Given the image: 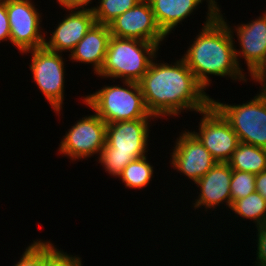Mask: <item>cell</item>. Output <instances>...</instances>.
<instances>
[{
    "mask_svg": "<svg viewBox=\"0 0 266 266\" xmlns=\"http://www.w3.org/2000/svg\"><path fill=\"white\" fill-rule=\"evenodd\" d=\"M155 21L161 31L168 36L174 28L198 9L204 0H148ZM207 8H219L216 0H205Z\"/></svg>",
    "mask_w": 266,
    "mask_h": 266,
    "instance_id": "cell-17",
    "label": "cell"
},
{
    "mask_svg": "<svg viewBox=\"0 0 266 266\" xmlns=\"http://www.w3.org/2000/svg\"><path fill=\"white\" fill-rule=\"evenodd\" d=\"M156 58L139 81L145 106L156 120L184 110L198 113L211 105L212 98L182 58L173 64L155 63Z\"/></svg>",
    "mask_w": 266,
    "mask_h": 266,
    "instance_id": "cell-1",
    "label": "cell"
},
{
    "mask_svg": "<svg viewBox=\"0 0 266 266\" xmlns=\"http://www.w3.org/2000/svg\"><path fill=\"white\" fill-rule=\"evenodd\" d=\"M211 104L229 122L240 142L266 148V100L258 93L242 104H224L214 99Z\"/></svg>",
    "mask_w": 266,
    "mask_h": 266,
    "instance_id": "cell-6",
    "label": "cell"
},
{
    "mask_svg": "<svg viewBox=\"0 0 266 266\" xmlns=\"http://www.w3.org/2000/svg\"><path fill=\"white\" fill-rule=\"evenodd\" d=\"M175 141L171 153V167L195 184L217 161L192 131L184 130Z\"/></svg>",
    "mask_w": 266,
    "mask_h": 266,
    "instance_id": "cell-12",
    "label": "cell"
},
{
    "mask_svg": "<svg viewBox=\"0 0 266 266\" xmlns=\"http://www.w3.org/2000/svg\"><path fill=\"white\" fill-rule=\"evenodd\" d=\"M111 33L108 25L95 23L85 36L78 42L70 52V60L91 64L94 74H98L103 66L108 49Z\"/></svg>",
    "mask_w": 266,
    "mask_h": 266,
    "instance_id": "cell-16",
    "label": "cell"
},
{
    "mask_svg": "<svg viewBox=\"0 0 266 266\" xmlns=\"http://www.w3.org/2000/svg\"><path fill=\"white\" fill-rule=\"evenodd\" d=\"M147 155L130 162L119 174L125 187L132 189H143L152 181L154 173L151 163L147 160Z\"/></svg>",
    "mask_w": 266,
    "mask_h": 266,
    "instance_id": "cell-19",
    "label": "cell"
},
{
    "mask_svg": "<svg viewBox=\"0 0 266 266\" xmlns=\"http://www.w3.org/2000/svg\"><path fill=\"white\" fill-rule=\"evenodd\" d=\"M255 187L256 191L266 200V170L256 174Z\"/></svg>",
    "mask_w": 266,
    "mask_h": 266,
    "instance_id": "cell-29",
    "label": "cell"
},
{
    "mask_svg": "<svg viewBox=\"0 0 266 266\" xmlns=\"http://www.w3.org/2000/svg\"><path fill=\"white\" fill-rule=\"evenodd\" d=\"M91 2L92 0H57V3H59L61 7H65L64 9H87L89 8L87 7L88 4H90Z\"/></svg>",
    "mask_w": 266,
    "mask_h": 266,
    "instance_id": "cell-28",
    "label": "cell"
},
{
    "mask_svg": "<svg viewBox=\"0 0 266 266\" xmlns=\"http://www.w3.org/2000/svg\"><path fill=\"white\" fill-rule=\"evenodd\" d=\"M234 31L240 47L236 50L235 45L237 64L240 67L238 60L243 57L247 64L248 74L251 76L266 64V10L255 20L236 25Z\"/></svg>",
    "mask_w": 266,
    "mask_h": 266,
    "instance_id": "cell-13",
    "label": "cell"
},
{
    "mask_svg": "<svg viewBox=\"0 0 266 266\" xmlns=\"http://www.w3.org/2000/svg\"><path fill=\"white\" fill-rule=\"evenodd\" d=\"M33 3L32 0H6L10 42L20 53L44 47L42 17Z\"/></svg>",
    "mask_w": 266,
    "mask_h": 266,
    "instance_id": "cell-9",
    "label": "cell"
},
{
    "mask_svg": "<svg viewBox=\"0 0 266 266\" xmlns=\"http://www.w3.org/2000/svg\"><path fill=\"white\" fill-rule=\"evenodd\" d=\"M57 250L50 241L33 240L26 247L20 260L13 266H45L46 260Z\"/></svg>",
    "mask_w": 266,
    "mask_h": 266,
    "instance_id": "cell-22",
    "label": "cell"
},
{
    "mask_svg": "<svg viewBox=\"0 0 266 266\" xmlns=\"http://www.w3.org/2000/svg\"><path fill=\"white\" fill-rule=\"evenodd\" d=\"M159 48L156 43L111 36L103 66L97 76L139 82Z\"/></svg>",
    "mask_w": 266,
    "mask_h": 266,
    "instance_id": "cell-4",
    "label": "cell"
},
{
    "mask_svg": "<svg viewBox=\"0 0 266 266\" xmlns=\"http://www.w3.org/2000/svg\"><path fill=\"white\" fill-rule=\"evenodd\" d=\"M219 8H208L202 30L194 38L182 59L193 72L197 81L207 89L210 75L230 77L247 82V74L239 67L235 58L233 28L225 21ZM208 86V87H207Z\"/></svg>",
    "mask_w": 266,
    "mask_h": 266,
    "instance_id": "cell-2",
    "label": "cell"
},
{
    "mask_svg": "<svg viewBox=\"0 0 266 266\" xmlns=\"http://www.w3.org/2000/svg\"><path fill=\"white\" fill-rule=\"evenodd\" d=\"M199 113V132L192 133L217 162L227 163L240 143L237 134L212 104Z\"/></svg>",
    "mask_w": 266,
    "mask_h": 266,
    "instance_id": "cell-10",
    "label": "cell"
},
{
    "mask_svg": "<svg viewBox=\"0 0 266 266\" xmlns=\"http://www.w3.org/2000/svg\"><path fill=\"white\" fill-rule=\"evenodd\" d=\"M10 42V27L6 11V0H0V42Z\"/></svg>",
    "mask_w": 266,
    "mask_h": 266,
    "instance_id": "cell-26",
    "label": "cell"
},
{
    "mask_svg": "<svg viewBox=\"0 0 266 266\" xmlns=\"http://www.w3.org/2000/svg\"><path fill=\"white\" fill-rule=\"evenodd\" d=\"M232 169L228 163L217 162L203 177L195 184L199 187V195L195 199L194 209L204 206L207 209H216L220 204L226 203L229 209L232 206L230 183Z\"/></svg>",
    "mask_w": 266,
    "mask_h": 266,
    "instance_id": "cell-15",
    "label": "cell"
},
{
    "mask_svg": "<svg viewBox=\"0 0 266 266\" xmlns=\"http://www.w3.org/2000/svg\"><path fill=\"white\" fill-rule=\"evenodd\" d=\"M250 77L261 85V91L258 94L266 100V65L257 69Z\"/></svg>",
    "mask_w": 266,
    "mask_h": 266,
    "instance_id": "cell-27",
    "label": "cell"
},
{
    "mask_svg": "<svg viewBox=\"0 0 266 266\" xmlns=\"http://www.w3.org/2000/svg\"><path fill=\"white\" fill-rule=\"evenodd\" d=\"M66 10L69 11V14L64 16L66 18L58 23L54 32H51L49 41L47 39L44 41V47L48 50L70 53L96 23L91 8Z\"/></svg>",
    "mask_w": 266,
    "mask_h": 266,
    "instance_id": "cell-14",
    "label": "cell"
},
{
    "mask_svg": "<svg viewBox=\"0 0 266 266\" xmlns=\"http://www.w3.org/2000/svg\"><path fill=\"white\" fill-rule=\"evenodd\" d=\"M149 122L151 119H136L107 124L106 144L98 156L105 172L118 177L130 162L147 154Z\"/></svg>",
    "mask_w": 266,
    "mask_h": 266,
    "instance_id": "cell-3",
    "label": "cell"
},
{
    "mask_svg": "<svg viewBox=\"0 0 266 266\" xmlns=\"http://www.w3.org/2000/svg\"><path fill=\"white\" fill-rule=\"evenodd\" d=\"M227 163L232 170L259 174L266 170V148L240 142Z\"/></svg>",
    "mask_w": 266,
    "mask_h": 266,
    "instance_id": "cell-18",
    "label": "cell"
},
{
    "mask_svg": "<svg viewBox=\"0 0 266 266\" xmlns=\"http://www.w3.org/2000/svg\"><path fill=\"white\" fill-rule=\"evenodd\" d=\"M256 175L249 172L232 170V178L230 183L231 201L245 198L256 191L255 187Z\"/></svg>",
    "mask_w": 266,
    "mask_h": 266,
    "instance_id": "cell-23",
    "label": "cell"
},
{
    "mask_svg": "<svg viewBox=\"0 0 266 266\" xmlns=\"http://www.w3.org/2000/svg\"><path fill=\"white\" fill-rule=\"evenodd\" d=\"M31 53L30 70L33 80L51 105L56 115L63 109L65 68L64 57L61 53L48 50L45 47L26 51Z\"/></svg>",
    "mask_w": 266,
    "mask_h": 266,
    "instance_id": "cell-7",
    "label": "cell"
},
{
    "mask_svg": "<svg viewBox=\"0 0 266 266\" xmlns=\"http://www.w3.org/2000/svg\"><path fill=\"white\" fill-rule=\"evenodd\" d=\"M108 27L111 36L117 38L139 39L157 45H161L166 38L155 21L148 0H141L133 8L111 21Z\"/></svg>",
    "mask_w": 266,
    "mask_h": 266,
    "instance_id": "cell-11",
    "label": "cell"
},
{
    "mask_svg": "<svg viewBox=\"0 0 266 266\" xmlns=\"http://www.w3.org/2000/svg\"><path fill=\"white\" fill-rule=\"evenodd\" d=\"M105 121L95 112L75 122L62 137L59 153L72 161L100 155L106 144Z\"/></svg>",
    "mask_w": 266,
    "mask_h": 266,
    "instance_id": "cell-8",
    "label": "cell"
},
{
    "mask_svg": "<svg viewBox=\"0 0 266 266\" xmlns=\"http://www.w3.org/2000/svg\"><path fill=\"white\" fill-rule=\"evenodd\" d=\"M123 86H102L83 96V104L95 111L106 124L136 119H154L144 103L139 82L122 81ZM126 86V87H125Z\"/></svg>",
    "mask_w": 266,
    "mask_h": 266,
    "instance_id": "cell-5",
    "label": "cell"
},
{
    "mask_svg": "<svg viewBox=\"0 0 266 266\" xmlns=\"http://www.w3.org/2000/svg\"><path fill=\"white\" fill-rule=\"evenodd\" d=\"M257 228V258L255 261V266H266V223L260 226L255 227Z\"/></svg>",
    "mask_w": 266,
    "mask_h": 266,
    "instance_id": "cell-25",
    "label": "cell"
},
{
    "mask_svg": "<svg viewBox=\"0 0 266 266\" xmlns=\"http://www.w3.org/2000/svg\"><path fill=\"white\" fill-rule=\"evenodd\" d=\"M230 210L243 219H251L256 227L266 223V200L257 191L234 201Z\"/></svg>",
    "mask_w": 266,
    "mask_h": 266,
    "instance_id": "cell-20",
    "label": "cell"
},
{
    "mask_svg": "<svg viewBox=\"0 0 266 266\" xmlns=\"http://www.w3.org/2000/svg\"><path fill=\"white\" fill-rule=\"evenodd\" d=\"M45 266H83L81 258L57 249L47 260Z\"/></svg>",
    "mask_w": 266,
    "mask_h": 266,
    "instance_id": "cell-24",
    "label": "cell"
},
{
    "mask_svg": "<svg viewBox=\"0 0 266 266\" xmlns=\"http://www.w3.org/2000/svg\"><path fill=\"white\" fill-rule=\"evenodd\" d=\"M98 6H91L95 21L98 24L108 25L119 15L133 8L141 0H98Z\"/></svg>",
    "mask_w": 266,
    "mask_h": 266,
    "instance_id": "cell-21",
    "label": "cell"
}]
</instances>
